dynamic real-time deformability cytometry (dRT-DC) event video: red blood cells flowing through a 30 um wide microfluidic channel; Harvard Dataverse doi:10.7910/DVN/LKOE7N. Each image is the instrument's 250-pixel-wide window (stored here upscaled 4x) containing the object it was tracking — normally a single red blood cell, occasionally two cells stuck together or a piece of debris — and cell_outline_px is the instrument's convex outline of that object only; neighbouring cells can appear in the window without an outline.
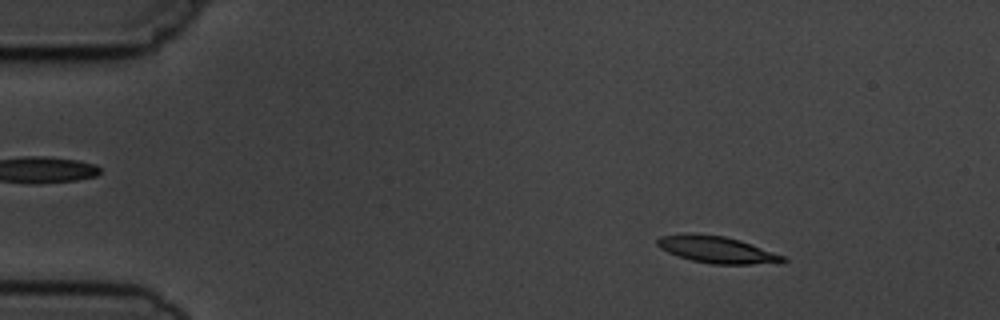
{"species": "common noctule bat (a hibernating species)", "species_latin": "Nyctalus noctula", "temperature_condition": "cold", "stored_images_in_passage": 5, "camera_frame_rate_fps": 3000, "um_per_image_px": 0.085, "animal": {"sex": "male", "body_mass_g": 19.5, "forearm_length_mm": 54.6}, "frame": {"image": 1, "passage_image": 2, "time_ms": 1.0, "image_size_px": [1000, 320], "cell_outline_px": [[788, 260], [752, 264], [712, 264], [692, 260], [668, 252], [660, 248], [656, 244], [656, 240], [660, 236], [724, 236], [740, 240], [784, 256]], "centroid_in_image_um": [60.95, 21.25], "position_along_channel_um": 24.0, "area_um2": 18.44}}
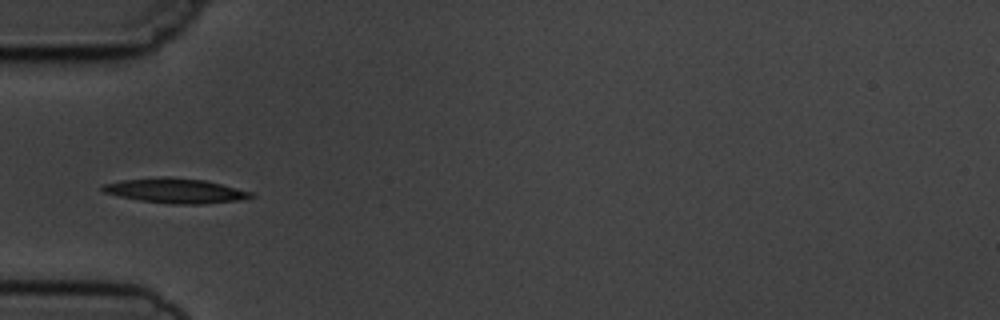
{"frame": {"image": 2, "passage_image": 5, "time_ms": 4.333, "image_size_px": [1000, 320], "cell_outline_px": [[256, 196], [236, 200], [208, 204], [176, 204], [140, 200], [120, 196], [104, 192], [100, 188], [100, 184], [120, 180], [168, 176], [204, 180], [256, 192]], "centroid_in_image_um": [14.94, 16.2], "position_along_channel_um": 70.1, "area_um2": 21.5}}